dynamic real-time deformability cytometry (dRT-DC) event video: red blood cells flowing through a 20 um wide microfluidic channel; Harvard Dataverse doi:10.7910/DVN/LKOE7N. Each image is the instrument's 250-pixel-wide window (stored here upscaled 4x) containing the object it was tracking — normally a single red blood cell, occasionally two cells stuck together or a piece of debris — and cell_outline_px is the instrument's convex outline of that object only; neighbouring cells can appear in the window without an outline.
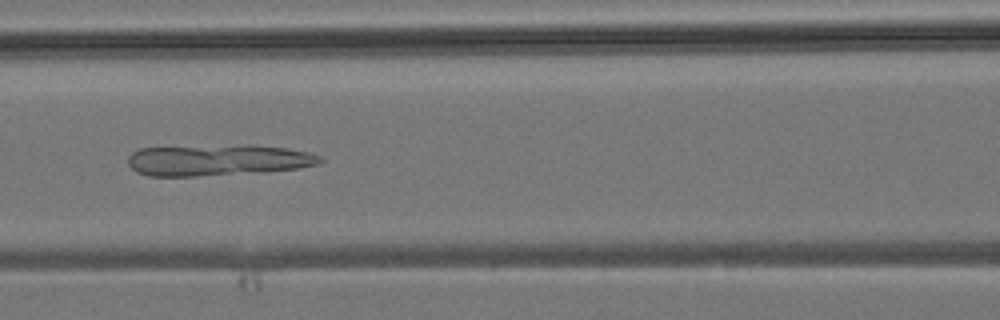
{"species": "common noctule bat (a hibernating species)", "species_latin": "Nyctalus noctula", "temperature_condition": "room temperature", "stored_images_in_passage": 43, "camera_frame_rate_fps": 3000, "um_per_image_px": 0.085, "animal": {"sex": "male", "body_mass_g": 19.2, "forearm_length_mm": 51.8}, "frame": {"image": 1, "passage_image": 18, "time_ms": 5.667, "image_size_px": [1000, 320], "cell_outline_px": [[324, 160], [316, 164], [296, 168], [264, 172], [196, 176], [148, 176], [136, 172], [128, 164], [128, 156], [132, 152], [140, 148], [244, 144], [252, 144], [288, 148], [308, 152], [320, 156]], "centroid_in_image_um": [18.5, 13.6], "position_along_channel_um": 148.1, "area_um2": 35.26}}
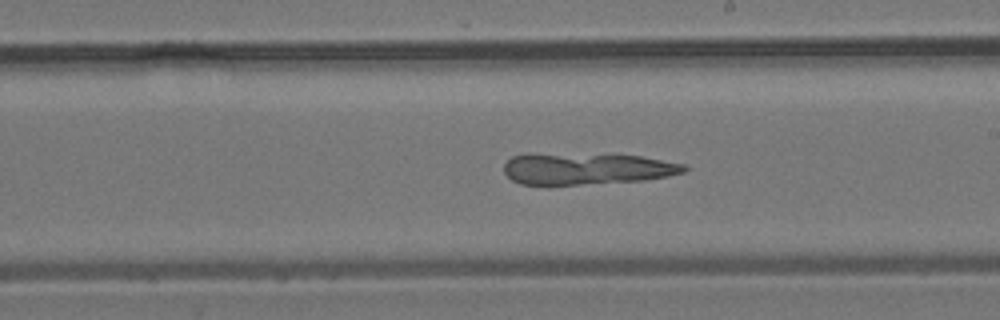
{"frame": {"image": 2, "passage_image": 24, "time_ms": 7.667, "image_size_px": [1000, 320], "cell_outline_px": [[688, 168], [684, 172], [668, 176], [644, 180], [548, 188], [520, 184], [512, 180], [504, 172], [504, 164], [512, 156], [640, 156], [684, 164]], "centroid_in_image_um": [49.86, 14.44], "position_along_channel_um": 239.1, "area_um2": 32.66}}
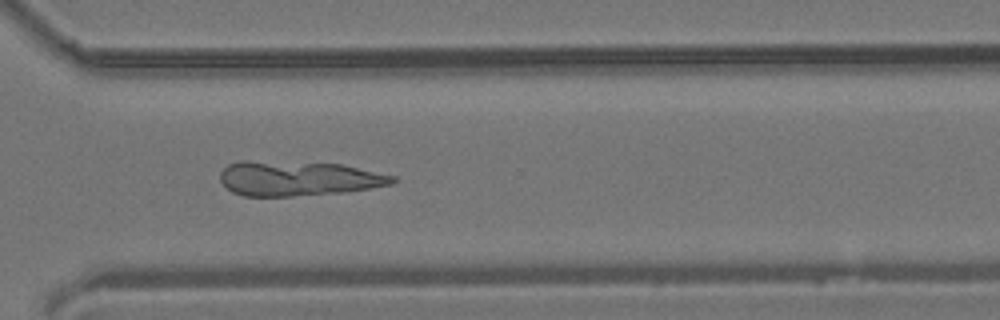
{"frame": {"image": 3, "passage_image": 31, "time_ms": 10.0, "image_size_px": [1000, 320], "cell_outline_px": [[396, 180], [392, 184], [344, 192], [292, 196], [244, 196], [232, 192], [220, 180], [220, 172], [228, 164], [240, 160], [248, 160], [340, 164], [396, 176]], "centroid_in_image_um": [25.31, 15.16], "position_along_channel_um": 345.3, "area_um2": 34.8}}